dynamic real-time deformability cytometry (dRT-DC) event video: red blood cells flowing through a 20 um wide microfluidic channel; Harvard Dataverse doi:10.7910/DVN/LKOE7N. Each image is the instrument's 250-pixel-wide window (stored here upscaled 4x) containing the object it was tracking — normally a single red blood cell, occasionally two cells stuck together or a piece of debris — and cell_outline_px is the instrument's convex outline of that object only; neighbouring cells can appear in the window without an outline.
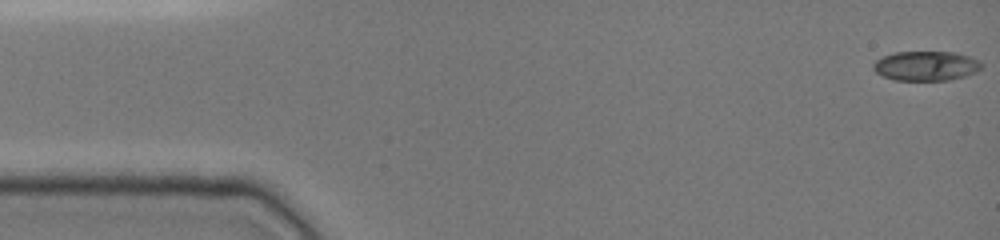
{"species": "common noctule bat (a hibernating species)", "species_latin": "Nyctalus noctula", "temperature_condition": "cold", "stored_images_in_passage": 48, "camera_frame_rate_fps": 3000, "um_per_image_px": 0.085, "animal": {"sex": "female", "body_mass_g": 19.0, "forearm_length_mm": 51.5}, "frame": {"image": 1, "passage_image": 1, "time_ms": 0.0, "image_size_px": [1000, 240], "cell_outline_px": [[984, 64], [976, 72], [964, 76], [948, 80], [892, 80], [876, 72], [872, 68], [872, 64], [876, 60], [884, 56], [896, 52], [956, 52], [980, 60]], "centroid_in_image_um": [78.72, 5.6], "position_along_channel_um": 6.3, "area_um2": 18.67}}
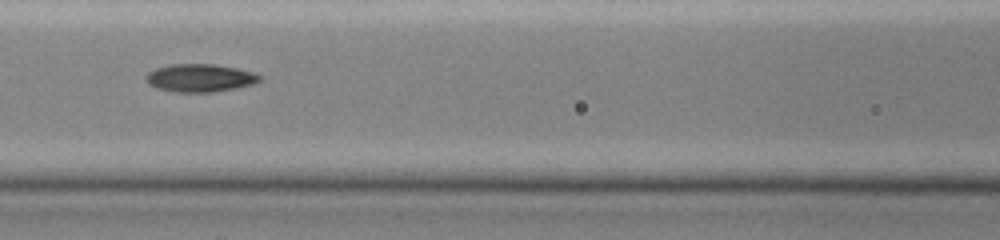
{"frame": {"image": 2, "passage_image": 21, "time_ms": 6.667, "image_size_px": [1000, 240], "cell_outline_px": [[260, 80], [252, 84], [236, 88], [212, 92], [172, 92], [156, 88], [148, 84], [144, 80], [144, 76], [148, 72], [156, 68], [172, 64], [212, 64], [236, 68], [252, 72], [260, 76]], "centroid_in_image_um": [16.92, 6.63], "position_along_channel_um": 149.7, "area_um2": 18.5}}
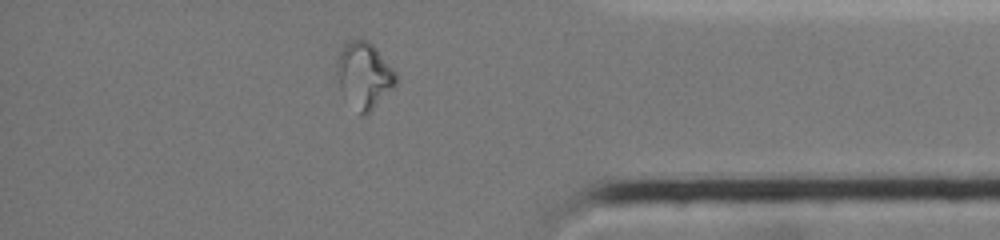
{"frame": {"image": 3, "passage_image": 41, "time_ms": 13.333, "image_size_px": [1000, 240], "cell_outline_px": [[396, 84], [368, 116], [360, 116], [344, 96], [340, 88], [336, 72], [336, 60], [344, 44], [348, 40], [368, 40], [376, 48], [396, 72]], "centroid_in_image_um": [30.94, 6.43], "position_along_channel_um": 404.3, "area_um2": 22.95}, "authors_computed_cell_mechanics": {"area_um2": 18.6116, "velocity_mm_per_s": 3.994, "shape_relaxation_time_tau1_ms": null, "shape_relaxation_time_tau2_ms": 2.3624, "deformation_change_tau1": null, "deformation_change_tau2": 0.0649}}